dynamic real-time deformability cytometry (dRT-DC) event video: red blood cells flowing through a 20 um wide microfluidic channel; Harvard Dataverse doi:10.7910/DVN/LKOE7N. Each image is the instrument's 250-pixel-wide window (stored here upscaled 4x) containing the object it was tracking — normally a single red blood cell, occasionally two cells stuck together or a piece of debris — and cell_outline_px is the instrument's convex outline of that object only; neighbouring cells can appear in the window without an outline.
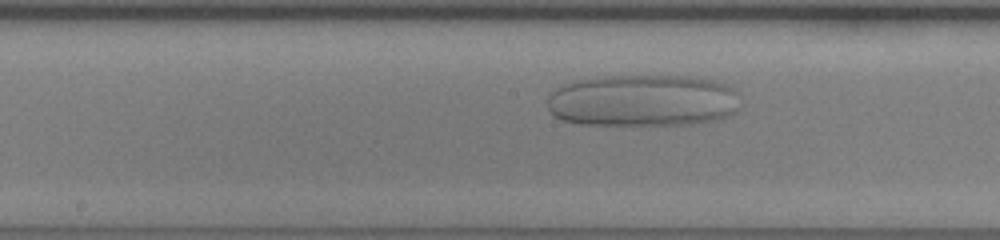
{"species": "human", "species_latin": "Homo sapiens", "temperature_condition": "room temperature", "stored_images_in_passage": 37, "camera_frame_rate_fps": 3000, "um_per_image_px": 0.085, "donor": {"sex": "female"}, "frame": {"image": 1, "passage_image": 12, "time_ms": 3.667, "image_size_px": [1000, 240], "cell_outline_px": [[736, 112], [728, 116], [716, 120], [692, 124], [580, 124], [560, 120], [548, 108], [548, 96], [556, 88], [564, 84], [580, 80], [604, 76], [684, 76], [716, 80], [736, 88]], "centroid_in_image_um": [54.65, 8.54], "position_along_channel_um": 193.6, "area_um2": 58.44}}